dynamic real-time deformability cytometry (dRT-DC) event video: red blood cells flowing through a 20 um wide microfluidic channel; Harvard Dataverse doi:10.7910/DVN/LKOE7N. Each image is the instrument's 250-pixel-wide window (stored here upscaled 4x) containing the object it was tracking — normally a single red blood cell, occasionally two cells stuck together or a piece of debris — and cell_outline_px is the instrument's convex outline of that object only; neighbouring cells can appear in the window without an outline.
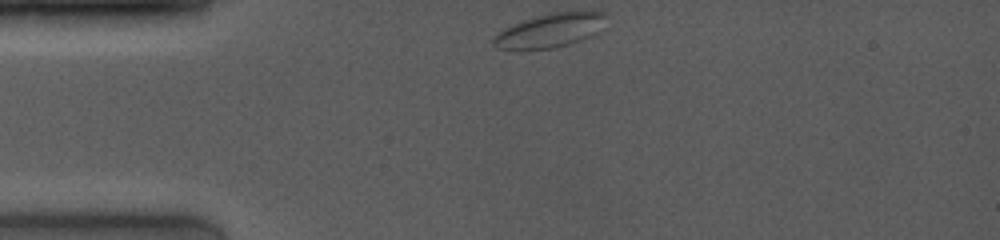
{"species": "common noctule bat (a hibernating species)", "species_latin": "Nyctalus noctula", "temperature_condition": "room temperature", "stored_images_in_passage": 49, "camera_frame_rate_fps": 4000, "um_per_image_px": 0.085, "animal": {"sex": "female", "body_mass_g": 19.0, "forearm_length_mm": 53.3}, "frame": {"image": 1, "passage_image": 1, "time_ms": 0.0, "image_size_px": [1000, 240], "cell_outline_px": [[604, 16], [600, 32], [592, 36], [556, 48], [496, 48], [492, 44], [492, 36], [496, 32], [504, 28], [524, 20], [552, 12], [604, 12]], "centroid_in_image_um": [46.71, 2.59], "position_along_channel_um": 38.3, "area_um2": 21.79}}
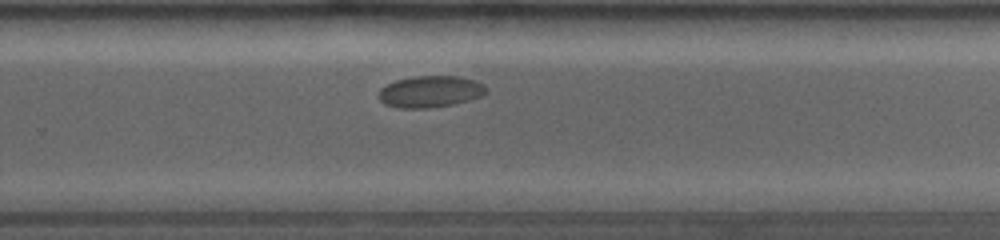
{"frame": {"image": 2, "passage_image": 32, "time_ms": 7.75, "image_size_px": [1000, 240], "cell_outline_px": [[488, 92], [480, 96], [468, 100], [452, 104], [428, 108], [400, 108], [384, 104], [380, 100], [380, 88], [396, 80], [412, 76], [460, 76], [476, 80], [484, 84], [488, 88]], "centroid_in_image_um": [36.6, 7.77], "position_along_channel_um": 293.2, "area_um2": 19.83}}
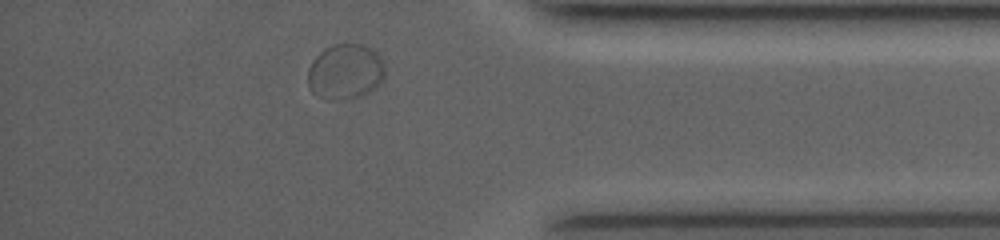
{"frame": {"image": 3, "passage_image": 45, "time_ms": 11.0, "image_size_px": [1000, 240], "cell_outline_px": [[384, 76], [368, 92], [360, 96], [336, 100], [328, 100], [316, 96], [308, 88], [308, 68], [312, 60], [324, 48], [332, 44], [364, 44], [372, 48], [384, 60]], "centroid_in_image_um": [29.31, 6.07], "position_along_channel_um": 405.9, "area_um2": 25.03}}